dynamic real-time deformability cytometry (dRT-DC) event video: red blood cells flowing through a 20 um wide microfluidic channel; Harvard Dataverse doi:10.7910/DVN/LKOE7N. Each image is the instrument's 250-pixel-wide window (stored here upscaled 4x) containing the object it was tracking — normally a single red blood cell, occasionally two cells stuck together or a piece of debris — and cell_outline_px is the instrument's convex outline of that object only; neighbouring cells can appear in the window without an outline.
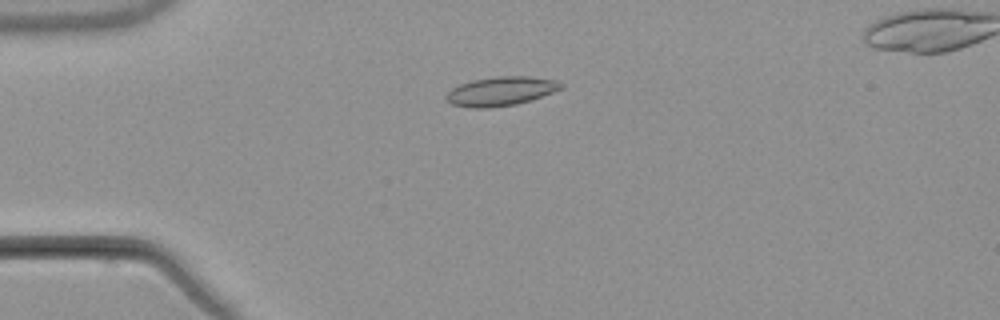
{"species": "common noctule bat (a hibernating species)", "species_latin": "Nyctalus noctula", "temperature_condition": "warm", "stored_images_in_passage": 5, "camera_frame_rate_fps": 3000, "um_per_image_px": 0.085, "animal": {"sex": "male", "body_mass_g": 21.5, "forearm_length_mm": 52.0}, "frame": {"image": 1, "passage_image": 2, "time_ms": 1.0, "image_size_px": [1000, 320], "cell_outline_px": [[564, 88], [516, 104], [488, 108], [468, 108], [452, 104], [444, 100], [444, 96], [452, 88], [460, 84], [472, 80], [496, 76], [528, 76], [556, 80], [564, 84]], "centroid_in_image_um": [42.53, 7.75], "position_along_channel_um": 42.5, "area_um2": 19.48}}
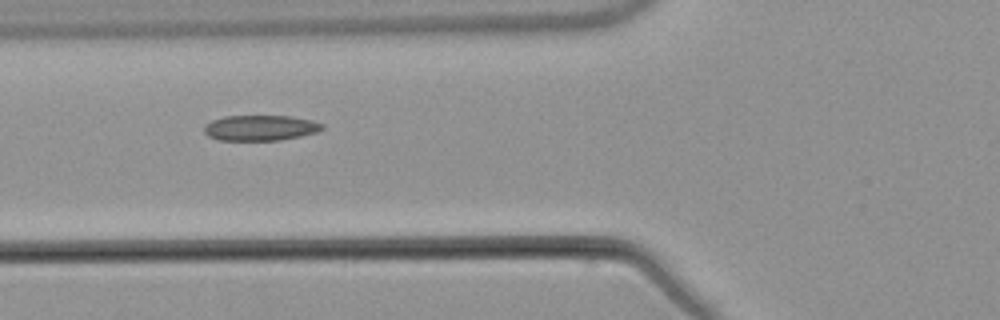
{"frame": {"image": 2, "passage_image": 4, "time_ms": 3.333, "image_size_px": [1000, 320], "cell_outline_px": [[324, 128], [316, 132], [300, 136], [280, 140], [220, 140], [208, 136], [204, 132], [204, 124], [212, 120], [224, 116], [292, 116], [312, 120], [324, 124]], "centroid_in_image_um": [22.12, 10.86], "position_along_channel_um": 103.7, "area_um2": 17.57}}
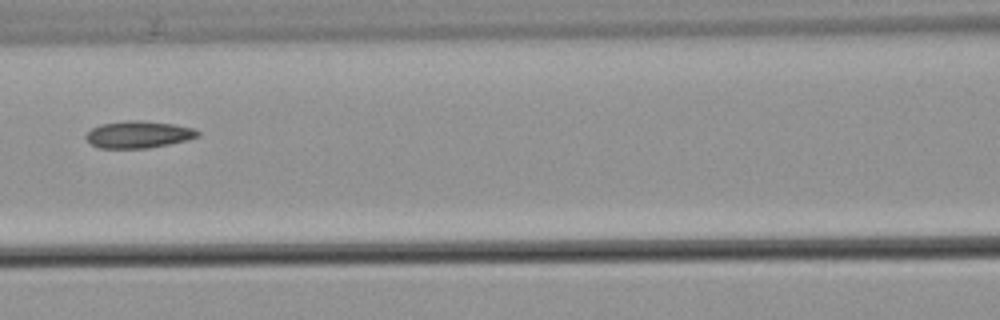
{"frame": {"image": 3, "passage_image": 5, "time_ms": 4.667, "image_size_px": [1000, 320], "cell_outline_px": [[200, 136], [188, 140], [148, 148], [96, 148], [84, 136], [92, 128], [100, 124], [128, 120], [140, 120], [176, 124], [192, 128], [200, 132]], "centroid_in_image_um": [11.78, 11.43], "position_along_channel_um": 154.8, "area_um2": 17.69}}